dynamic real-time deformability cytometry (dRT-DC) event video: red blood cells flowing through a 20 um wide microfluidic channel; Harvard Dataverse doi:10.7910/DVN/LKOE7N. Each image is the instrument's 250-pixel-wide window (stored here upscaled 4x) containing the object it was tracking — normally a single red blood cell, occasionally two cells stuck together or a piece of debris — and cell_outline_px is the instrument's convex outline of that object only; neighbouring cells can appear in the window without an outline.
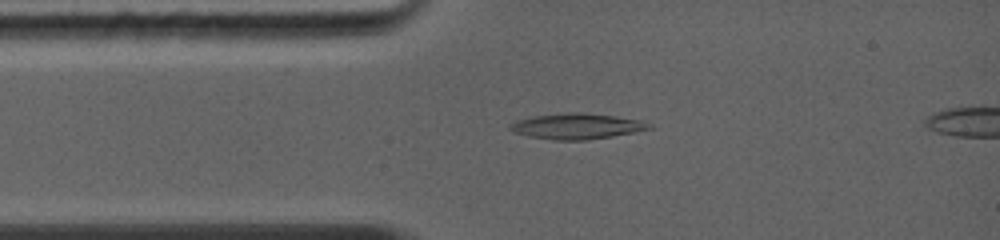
{"species": "common noctule bat (a hibernating species)", "species_latin": "Nyctalus noctula", "temperature_condition": "warm", "stored_images_in_passage": 31, "camera_frame_rate_fps": 5000, "um_per_image_px": 0.085, "animal": {"sex": "female", "body_mass_g": 19.0, "forearm_length_mm": 56.7}, "frame": {"image": 1, "passage_image": 6, "time_ms": 2.0, "image_size_px": [1000, 240], "cell_outline_px": [[652, 128], [636, 132], [588, 140], [552, 140], [528, 136], [516, 132], [508, 128], [508, 124], [516, 120], [532, 116], [568, 112], [584, 112], [640, 120], [652, 124]], "centroid_in_image_um": [49.01, 10.73], "position_along_channel_um": 36.0, "area_um2": 20.87}}
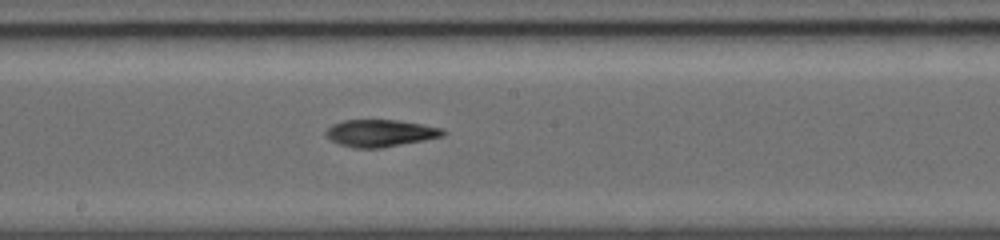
{"frame": {"image": 2, "passage_image": 17, "time_ms": 6.2, "image_size_px": [1000, 240], "cell_outline_px": [[448, 132], [444, 136], [424, 140], [380, 148], [356, 148], [340, 144], [332, 140], [324, 132], [332, 124], [344, 120], [400, 120], [444, 128]], "centroid_in_image_um": [32.38, 11.3], "position_along_channel_um": 215.8, "area_um2": 18.5}}
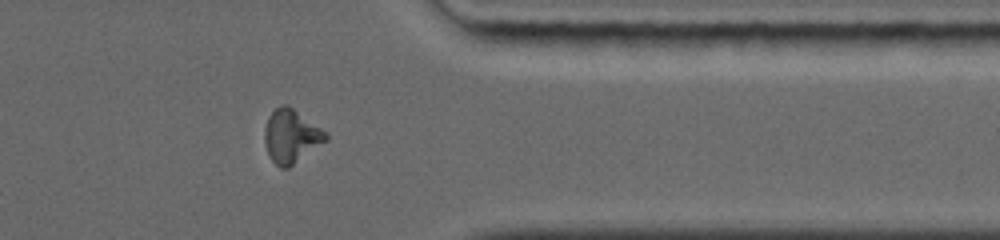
{"frame": {"image": 3, "passage_image": 27, "time_ms": 10.2, "image_size_px": [1000, 240], "cell_outline_px": [[328, 140], [288, 168], [280, 168], [268, 156], [264, 144], [264, 128], [268, 116], [280, 104], [288, 104], [328, 132]], "centroid_in_image_um": [24.75, 11.56], "position_along_channel_um": 386.7, "area_um2": 19.42}, "authors_computed_cell_mechanics": {"area_um2": 18.4382, "velocity_mm_per_s": 4.4532, "shape_relaxation_time_tau1_ms": null, "shape_relaxation_time_tau2_ms": 6.5356, "deformation_change_tau1": null, "deformation_change_tau2": 0.1599}}